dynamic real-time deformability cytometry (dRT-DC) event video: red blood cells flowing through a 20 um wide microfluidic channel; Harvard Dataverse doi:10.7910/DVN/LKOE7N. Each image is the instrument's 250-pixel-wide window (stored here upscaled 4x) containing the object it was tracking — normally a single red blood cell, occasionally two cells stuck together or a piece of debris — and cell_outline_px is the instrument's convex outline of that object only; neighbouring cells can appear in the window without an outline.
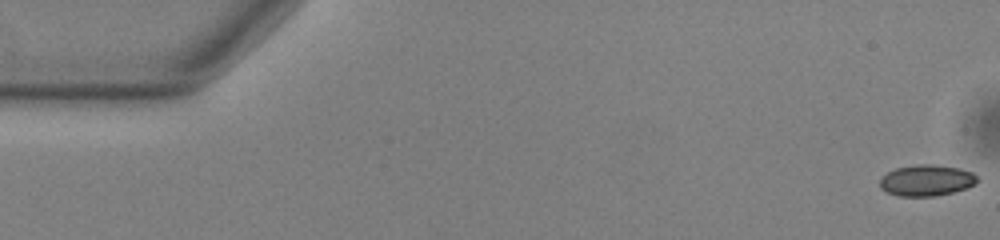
{"species": "common noctule bat (a hibernating species)", "species_latin": "Nyctalus noctula", "temperature_condition": "warm", "stored_images_in_passage": 54, "camera_frame_rate_fps": 3000, "um_per_image_px": 0.085, "animal": {"sex": "male", "body_mass_g": 13.0, "forearm_length_mm": 53.1}, "frame": {"image": 1, "passage_image": 1, "time_ms": 0.0, "image_size_px": [1000, 240], "cell_outline_px": [[980, 180], [976, 184], [968, 188], [952, 192], [932, 196], [900, 196], [884, 192], [880, 188], [880, 180], [888, 172], [896, 168], [916, 164], [932, 164], [960, 168], [972, 172]], "centroid_in_image_um": [78.77, 15.33], "position_along_channel_um": 6.2, "area_um2": 17.8}}
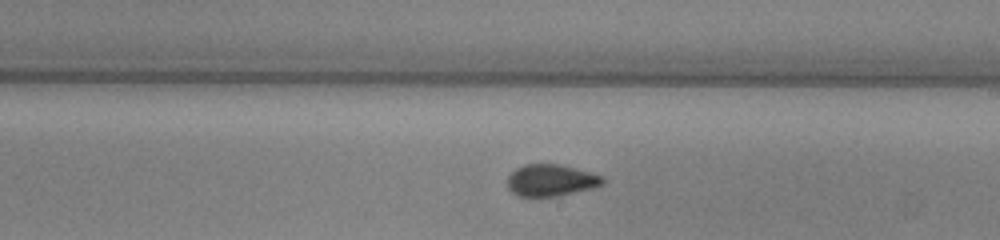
{"frame": {"image": 2, "passage_image": 31, "time_ms": 10.0, "image_size_px": [1000, 240], "cell_outline_px": [[604, 184], [596, 188], [556, 196], [516, 196], [508, 188], [508, 176], [516, 168], [524, 164], [560, 164], [604, 176]], "centroid_in_image_um": [46.86, 15.32], "position_along_channel_um": 242.1, "area_um2": 17.74}}
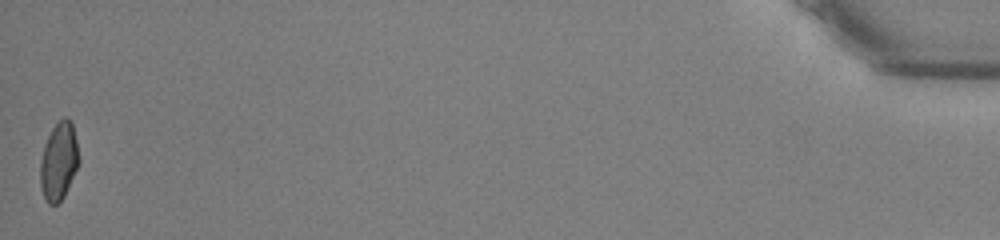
{"frame": {"image": 3, "passage_image": 54, "time_ms": 17.667, "image_size_px": [1000, 240], "cell_outline_px": [[80, 160], [64, 196], [56, 204], [48, 204], [40, 188], [40, 160], [48, 136], [52, 128], [64, 116], [68, 116], [72, 124], [76, 140]], "centroid_in_image_um": [4.99, 13.7], "position_along_channel_um": 430.2, "area_um2": 17.34}, "authors_computed_cell_mechanics": {"area_um2": 17.8024, "velocity_mm_per_s": 3.8036, "shape_relaxation_time_tau1_ms": 8.7151, "shape_relaxation_time_tau2_ms": 1.6074, "deformation_change_tau1": 0.1456, "deformation_change_tau2": 0.0406}}